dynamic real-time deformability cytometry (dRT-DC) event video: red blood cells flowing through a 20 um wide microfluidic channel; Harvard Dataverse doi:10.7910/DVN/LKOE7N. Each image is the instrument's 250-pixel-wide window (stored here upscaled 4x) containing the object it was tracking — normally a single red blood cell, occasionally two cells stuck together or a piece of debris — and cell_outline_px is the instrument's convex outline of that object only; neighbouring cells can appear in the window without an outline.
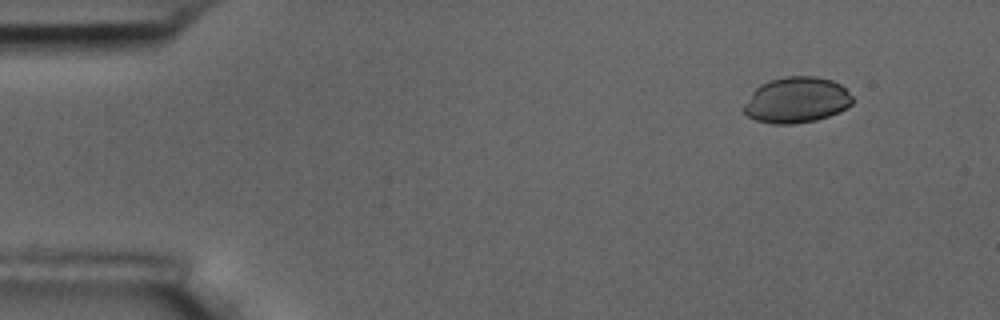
{"species": "common noctule bat (a hibernating species)", "species_latin": "Nyctalus noctula", "temperature_condition": "room temperature", "stored_images_in_passage": 5, "camera_frame_rate_fps": 3000, "um_per_image_px": 0.085, "animal": {"sex": "male", "body_mass_g": 17.5, "forearm_length_mm": 52.3}, "frame": {"image": 1, "passage_image": 2, "time_ms": 1.0, "image_size_px": [1000, 320], "cell_outline_px": [[852, 104], [828, 116], [816, 120], [796, 124], [772, 124], [756, 120], [748, 116], [740, 108], [752, 92], [760, 84], [768, 80], [784, 76], [816, 76], [832, 80], [840, 84], [852, 96]], "centroid_in_image_um": [67.65, 8.5], "position_along_channel_um": 17.3, "area_um2": 29.19}}
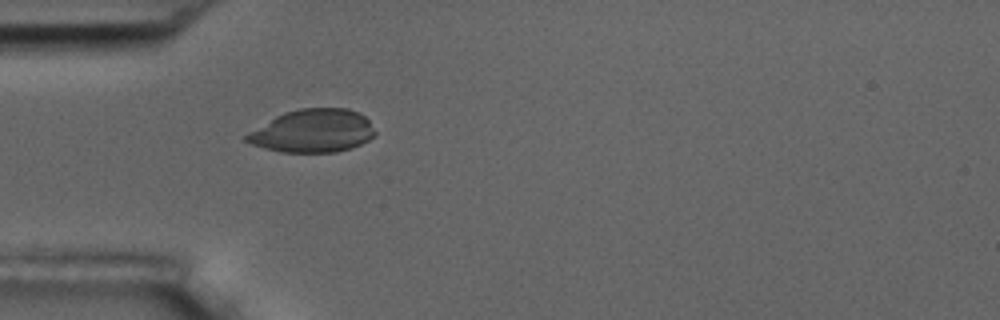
{"frame": {"image": 2, "passage_image": 5, "time_ms": 4.667, "image_size_px": [1000, 320], "cell_outline_px": [[376, 136], [352, 148], [336, 152], [280, 152], [264, 148], [252, 144], [244, 140], [244, 136], [248, 132], [276, 116], [284, 112], [300, 108], [348, 108], [360, 112], [368, 120], [376, 132]], "centroid_in_image_um": [26.6, 11.12], "position_along_channel_um": 58.4, "area_um2": 32.43}}